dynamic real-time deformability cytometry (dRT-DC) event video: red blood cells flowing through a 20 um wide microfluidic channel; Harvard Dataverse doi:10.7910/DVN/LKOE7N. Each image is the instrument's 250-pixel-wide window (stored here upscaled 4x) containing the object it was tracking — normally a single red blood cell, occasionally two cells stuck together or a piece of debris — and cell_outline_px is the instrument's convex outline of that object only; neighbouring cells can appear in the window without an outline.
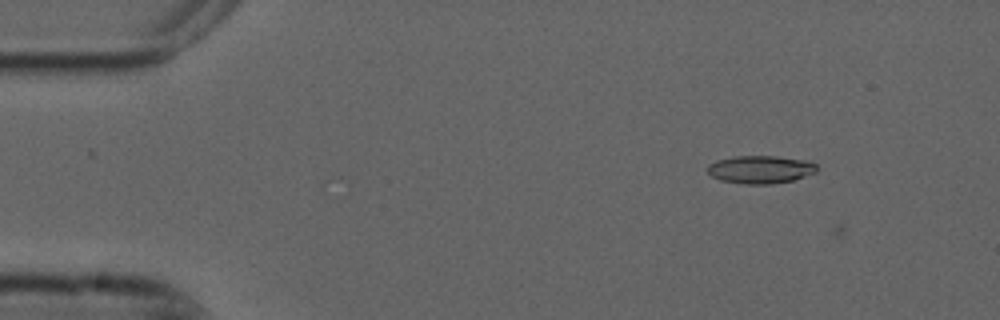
{"species": "common noctule bat (a hibernating species)", "species_latin": "Nyctalus noctula", "temperature_condition": "cold", "stored_images_in_passage": 3, "camera_frame_rate_fps": 3000, "um_per_image_px": 0.085, "animal": {"sex": "male", "forearm_length_mm": 52.5}, "frame": {"image": 1, "passage_image": 2, "time_ms": 0.333, "image_size_px": [1000, 320], "cell_outline_px": [[816, 172], [792, 180], [772, 184], [744, 184], [720, 180], [712, 176], [708, 172], [708, 164], [716, 160], [736, 156], [776, 156], [812, 160], [816, 164]], "centroid_in_image_um": [64.65, 14.39], "position_along_channel_um": 20.3, "area_um2": 17.86}}